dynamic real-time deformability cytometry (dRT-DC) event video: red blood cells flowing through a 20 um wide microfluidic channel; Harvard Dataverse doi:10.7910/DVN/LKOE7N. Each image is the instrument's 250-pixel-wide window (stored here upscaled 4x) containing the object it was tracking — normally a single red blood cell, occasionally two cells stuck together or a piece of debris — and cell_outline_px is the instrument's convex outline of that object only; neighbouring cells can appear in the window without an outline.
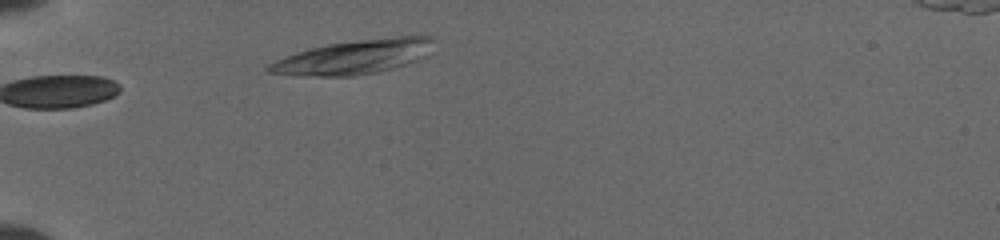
{"species": "common noctule bat (a hibernating species)", "species_latin": "Nyctalus noctula", "temperature_condition": "cold", "stored_images_in_passage": 5, "camera_frame_rate_fps": 3000, "um_per_image_px": 0.085, "animal": {"sex": "female", "body_mass_g": 19.5, "forearm_length_mm": 54.1}, "frame": {"image": 1, "passage_image": 1, "time_ms": 0.0, "image_size_px": [1000, 240], "cell_outline_px": [[432, 40], [428, 56], [392, 68], [376, 72], [356, 76], [296, 76], [268, 72], [264, 68], [268, 64], [276, 60], [312, 48], [328, 44], [356, 40], [400, 36], [428, 36]], "centroid_in_image_um": [30.05, 4.86], "position_along_channel_um": 54.9, "area_um2": 32.43}}
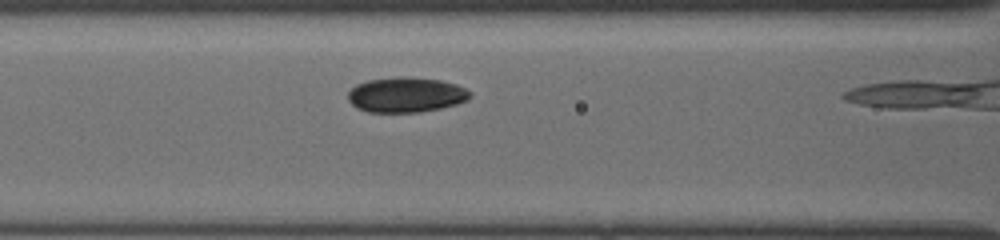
{"frame": {"image": 2, "passage_image": 4, "time_ms": 1.333, "image_size_px": [1000, 240], "cell_outline_px": [[472, 96], [468, 100], [456, 104], [440, 108], [420, 112], [368, 112], [352, 104], [348, 100], [348, 92], [356, 84], [368, 80], [400, 76], [408, 76], [440, 80], [456, 84], [472, 92]], "centroid_in_image_um": [34.53, 8.05], "position_along_channel_um": 132.1, "area_um2": 25.03}}